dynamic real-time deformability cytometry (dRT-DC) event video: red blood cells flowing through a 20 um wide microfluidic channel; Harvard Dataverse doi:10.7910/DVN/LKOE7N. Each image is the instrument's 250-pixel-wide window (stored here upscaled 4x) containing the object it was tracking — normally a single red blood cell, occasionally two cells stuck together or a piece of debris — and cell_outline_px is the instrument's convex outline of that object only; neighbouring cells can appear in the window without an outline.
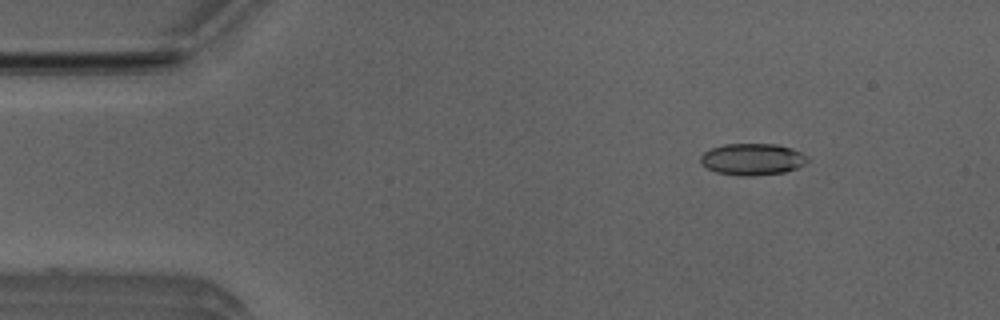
{"species": "Egyptian fruit bat (a non-hibernating species)", "species_latin": "Rousettus aegyptiacus", "temperature_condition": "room temperature", "stored_images_in_passage": 5, "camera_frame_rate_fps": 3000, "um_per_image_px": 0.085, "animal": {"sex": "male"}, "frame": {"image": 1, "passage_image": 2, "time_ms": 0.333, "image_size_px": [1000, 320], "cell_outline_px": [[808, 160], [804, 164], [796, 168], [784, 172], [752, 176], [744, 176], [716, 172], [700, 164], [700, 156], [704, 152], [712, 148], [724, 144], [776, 144], [792, 148], [808, 156]], "centroid_in_image_um": [63.94, 13.53], "position_along_channel_um": 21.1, "area_um2": 19.71}}